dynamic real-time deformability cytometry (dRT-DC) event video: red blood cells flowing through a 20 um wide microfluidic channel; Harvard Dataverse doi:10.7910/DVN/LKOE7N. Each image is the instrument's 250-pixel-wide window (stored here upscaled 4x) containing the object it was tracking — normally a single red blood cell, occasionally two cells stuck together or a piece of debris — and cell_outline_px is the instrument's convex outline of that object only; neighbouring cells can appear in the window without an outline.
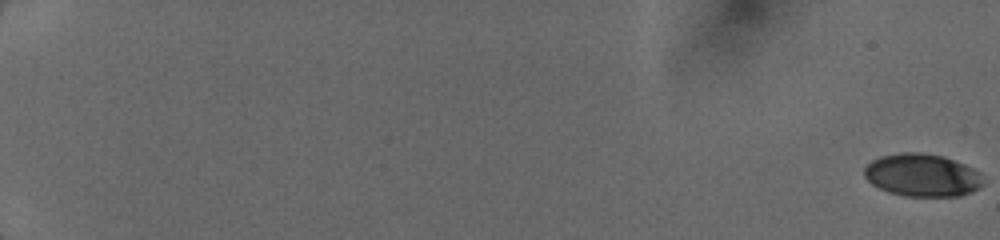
{"species": "human", "species_latin": "Homo sapiens", "temperature_condition": "cold", "stored_images_in_passage": 10, "camera_frame_rate_fps": 3000, "um_per_image_px": 0.085, "donor": {"sex": "female"}, "frame": {"image": 1, "passage_image": 1, "time_ms": 0.0, "image_size_px": [1000, 240], "cell_outline_px": [[984, 184], [980, 188], [972, 192], [960, 196], [904, 196], [888, 192], [872, 184], [864, 176], [864, 168], [872, 160], [880, 156], [900, 152], [920, 152], [944, 156], [964, 164], [980, 172]], "centroid_in_image_um": [78.4, 14.89], "position_along_channel_um": 6.6, "area_um2": 29.82}}
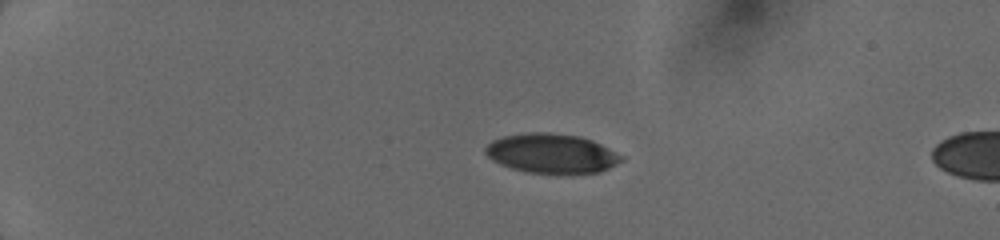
{"frame": {"image": 2, "passage_image": 8, "time_ms": 4.667, "image_size_px": [1000, 240], "cell_outline_px": [[624, 160], [600, 172], [528, 172], [512, 168], [500, 164], [492, 160], [484, 152], [484, 148], [492, 140], [504, 136], [528, 132], [548, 132], [580, 136], [592, 140], [624, 156]], "centroid_in_image_um": [46.87, 13.02], "position_along_channel_um": 38.1, "area_um2": 30.92}}